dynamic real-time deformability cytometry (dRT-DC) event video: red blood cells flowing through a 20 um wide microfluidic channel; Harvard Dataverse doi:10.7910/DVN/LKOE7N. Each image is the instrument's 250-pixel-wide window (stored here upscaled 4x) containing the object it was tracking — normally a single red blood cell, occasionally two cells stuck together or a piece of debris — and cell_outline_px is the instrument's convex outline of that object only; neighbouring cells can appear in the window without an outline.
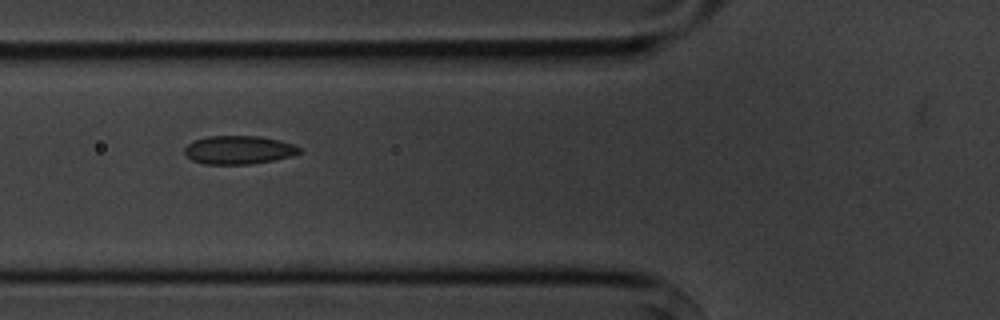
{"species": "common noctule bat (a hibernating species)", "species_latin": "Nyctalus noctula", "temperature_condition": "cold", "stored_images_in_passage": 8, "camera_frame_rate_fps": 3000, "um_per_image_px": 0.085, "animal": {"sex": "male", "body_mass_g": 20.1, "forearm_length_mm": 53.5}, "frame": {"image": 1, "passage_image": 4, "time_ms": 3.333, "image_size_px": [1000, 320], "cell_outline_px": [[300, 152], [292, 156], [272, 160], [248, 164], [204, 164], [192, 160], [184, 152], [184, 148], [188, 144], [196, 140], [208, 136], [260, 136], [280, 140], [292, 144], [300, 148]], "centroid_in_image_um": [20.28, 12.74], "position_along_channel_um": 105.5, "area_um2": 18.84}}
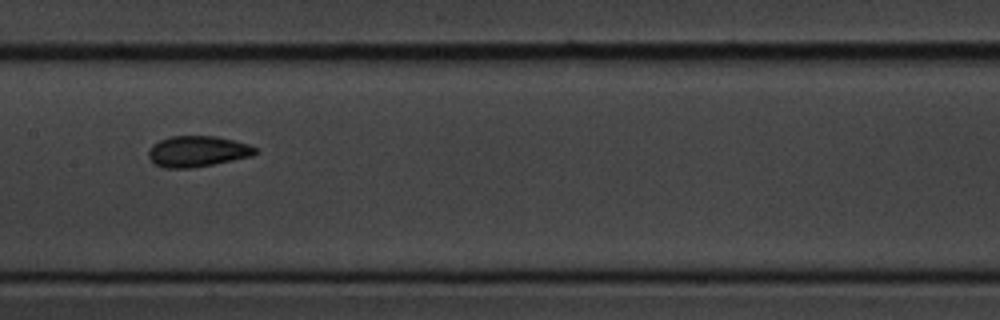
{"frame": {"image": 2, "passage_image": 6, "time_ms": 5.667, "image_size_px": [1000, 320], "cell_outline_px": [[260, 152], [252, 156], [192, 168], [164, 168], [152, 164], [148, 156], [148, 148], [152, 144], [160, 140], [172, 136], [216, 136], [236, 140], [260, 148]], "centroid_in_image_um": [16.79, 12.86], "position_along_channel_um": 190.6, "area_um2": 19.59}}
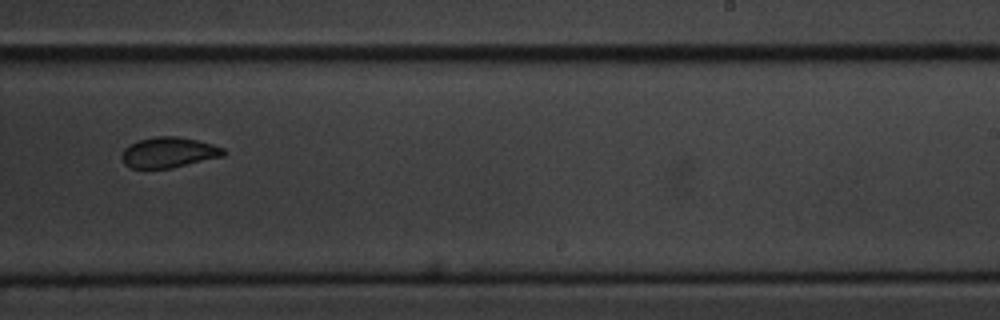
{"frame": {"image": 3, "passage_image": 8, "time_ms": 8.0, "image_size_px": [1000, 320], "cell_outline_px": [[228, 152], [224, 156], [172, 168], [132, 168], [124, 164], [120, 156], [124, 148], [128, 144], [140, 140], [156, 136], [176, 136], [196, 140], [212, 144], [224, 148]], "centroid_in_image_um": [14.34, 12.96], "position_along_channel_um": 274.7, "area_um2": 18.21}}